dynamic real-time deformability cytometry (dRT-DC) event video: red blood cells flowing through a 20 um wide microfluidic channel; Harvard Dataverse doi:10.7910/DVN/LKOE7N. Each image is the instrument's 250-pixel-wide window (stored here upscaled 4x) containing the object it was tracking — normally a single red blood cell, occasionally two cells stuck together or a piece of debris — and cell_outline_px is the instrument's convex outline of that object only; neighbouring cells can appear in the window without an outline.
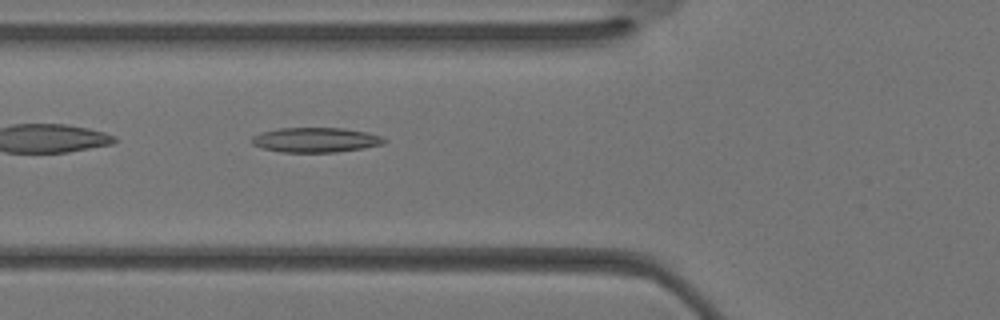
{"species": "Egyptian fruit bat (a non-hibernating species)", "species_latin": "Rousettus aegyptiacus", "temperature_condition": "warm", "stored_images_in_passage": 29, "camera_frame_rate_fps": 3000, "um_per_image_px": 0.085, "animal": {"sex": "female"}, "frame": {"image": 1, "passage_image": 7, "time_ms": 2.0, "image_size_px": [1000, 320], "cell_outline_px": [[388, 140], [384, 144], [364, 148], [336, 152], [280, 152], [264, 148], [252, 144], [252, 136], [260, 132], [280, 128], [344, 128], [368, 132], [380, 136]], "centroid_in_image_um": [26.85, 11.89], "position_along_channel_um": 98.9, "area_um2": 19.19}}
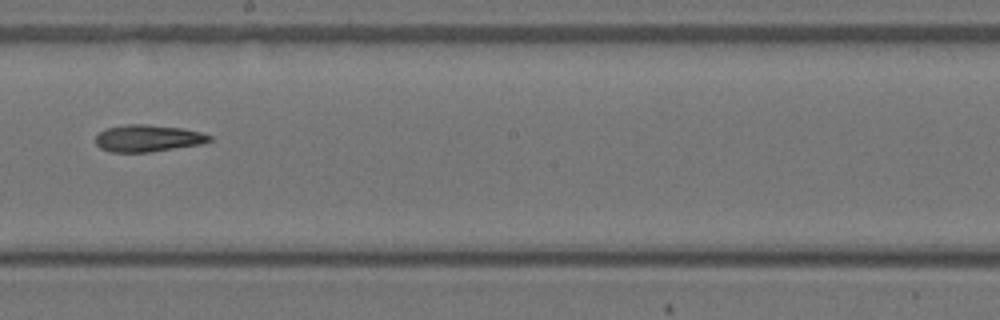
{"frame": {"image": 2, "passage_image": 14, "time_ms": 4.333, "image_size_px": [1000, 320], "cell_outline_px": [[212, 140], [204, 144], [148, 152], [112, 152], [100, 148], [96, 144], [96, 136], [104, 128], [124, 124], [144, 124], [180, 128], [200, 132], [212, 136]], "centroid_in_image_um": [12.56, 11.75], "position_along_channel_um": 235.6, "area_um2": 17.92}}
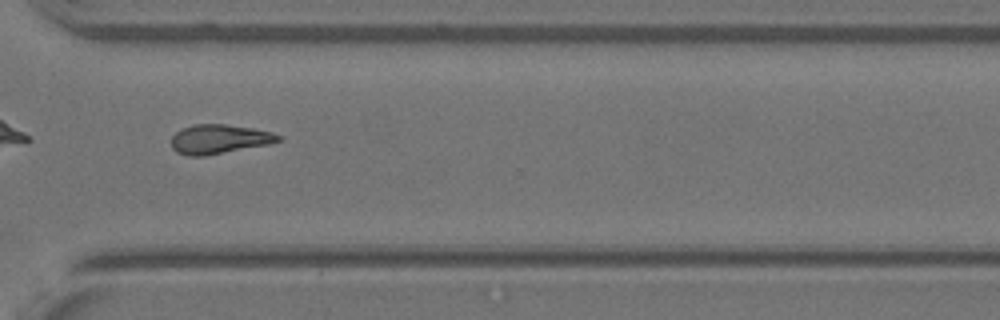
{"frame": {"image": 3, "passage_image": 20, "time_ms": 6.333, "image_size_px": [1000, 320], "cell_outline_px": [[280, 140], [268, 144], [204, 156], [188, 156], [176, 152], [172, 148], [172, 136], [180, 128], [192, 124], [224, 124], [252, 128], [272, 132], [280, 136]], "centroid_in_image_um": [18.57, 11.82], "position_along_channel_um": 352.0, "area_um2": 18.15}}